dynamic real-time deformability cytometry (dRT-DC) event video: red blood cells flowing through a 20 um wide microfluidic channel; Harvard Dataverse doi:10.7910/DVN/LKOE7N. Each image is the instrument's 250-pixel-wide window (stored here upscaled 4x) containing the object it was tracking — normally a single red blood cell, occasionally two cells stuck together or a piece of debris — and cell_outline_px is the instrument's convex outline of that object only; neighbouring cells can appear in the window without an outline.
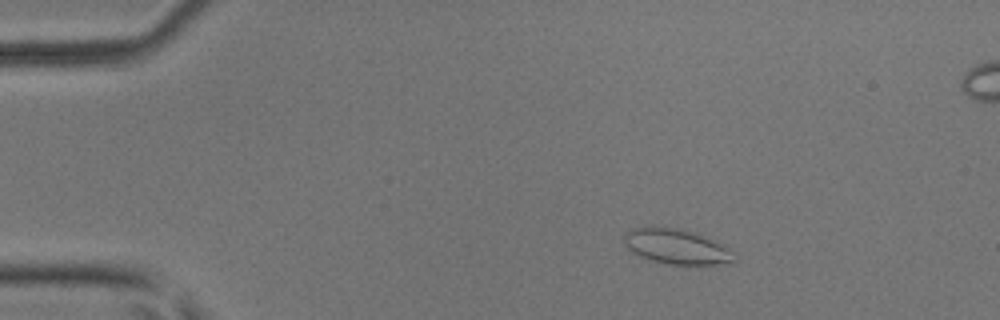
{"species": "common noctule bat (a hibernating species)", "species_latin": "Nyctalus noctula", "temperature_condition": "room temperature", "stored_images_in_passage": 6, "camera_frame_rate_fps": 3000, "um_per_image_px": 0.085, "animal": {"sex": "male", "body_mass_g": 17.9, "forearm_length_mm": 54.2}, "frame": {"image": 1, "passage_image": 3, "time_ms": 0.667, "image_size_px": [1000, 320], "cell_outline_px": [[732, 264], [668, 264], [652, 260], [640, 256], [632, 252], [624, 244], [624, 236], [632, 228], [648, 224], [652, 224], [680, 228], [696, 232], [708, 236], [732, 252]], "centroid_in_image_um": [57.44, 20.9], "position_along_channel_um": 27.6, "area_um2": 22.83}}